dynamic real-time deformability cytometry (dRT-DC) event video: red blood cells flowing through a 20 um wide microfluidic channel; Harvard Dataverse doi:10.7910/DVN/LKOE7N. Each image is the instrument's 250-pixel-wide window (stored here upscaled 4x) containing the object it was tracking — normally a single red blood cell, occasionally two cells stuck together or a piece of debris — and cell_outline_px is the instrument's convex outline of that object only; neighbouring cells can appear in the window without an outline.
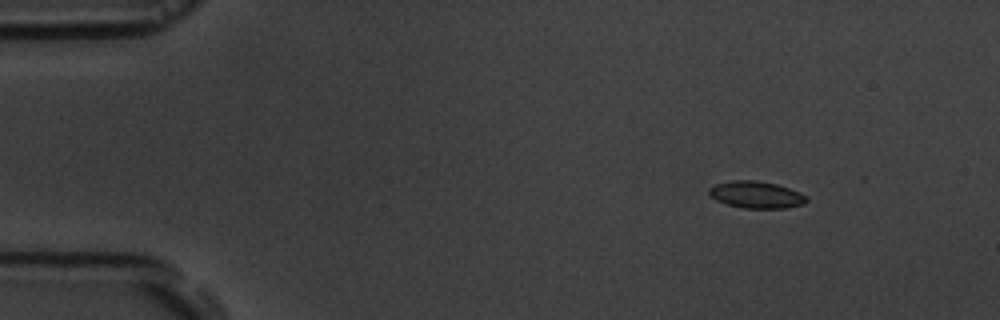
{"species": "common noctule bat (a hibernating species)", "species_latin": "Nyctalus noctula", "temperature_condition": "room temperature", "stored_images_in_passage": 12, "camera_frame_rate_fps": 3000, "um_per_image_px": 0.085, "animal": {"sex": "male", "body_mass_g": 19.5, "forearm_length_mm": 54.6}, "frame": {"image": 1, "passage_image": 3, "time_ms": 2.333, "image_size_px": [1000, 320], "cell_outline_px": [[808, 200], [804, 204], [784, 208], [744, 208], [728, 204], [716, 200], [708, 192], [708, 188], [716, 184], [732, 180], [756, 180], [776, 184], [800, 192]], "centroid_in_image_um": [64.27, 16.54], "position_along_channel_um": 20.7, "area_um2": 15.14}}
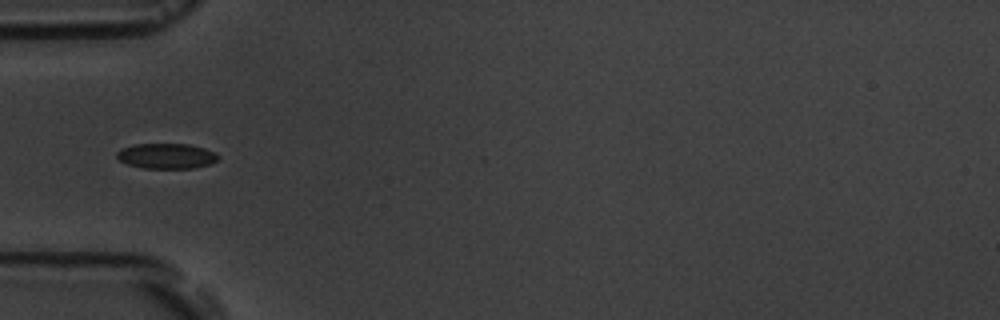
{"frame": {"image": 2, "passage_image": 6, "time_ms": 6.0, "image_size_px": [1000, 320], "cell_outline_px": [[220, 156], [216, 160], [208, 164], [192, 168], [144, 168], [128, 164], [120, 160], [116, 156], [116, 152], [120, 148], [136, 144], [188, 144], [204, 148]], "centroid_in_image_um": [14.1, 13.25], "position_along_channel_um": 70.9, "area_um2": 14.74}}
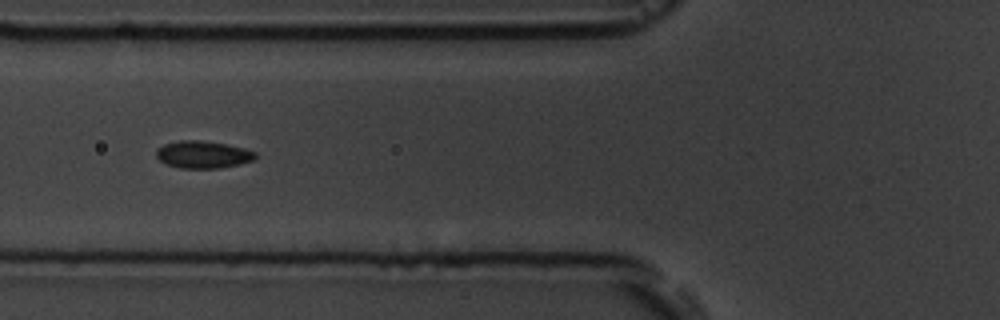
{"frame": {"image": 3, "passage_image": 7, "time_ms": 7.0, "image_size_px": [1000, 320], "cell_outline_px": [[256, 156], [252, 160], [240, 164], [220, 168], [180, 168], [168, 164], [160, 160], [156, 156], [156, 152], [164, 144], [180, 140], [200, 140], [224, 144], [244, 148], [256, 152]], "centroid_in_image_um": [17.26, 13.14], "position_along_channel_um": 108.5, "area_um2": 15.55}}